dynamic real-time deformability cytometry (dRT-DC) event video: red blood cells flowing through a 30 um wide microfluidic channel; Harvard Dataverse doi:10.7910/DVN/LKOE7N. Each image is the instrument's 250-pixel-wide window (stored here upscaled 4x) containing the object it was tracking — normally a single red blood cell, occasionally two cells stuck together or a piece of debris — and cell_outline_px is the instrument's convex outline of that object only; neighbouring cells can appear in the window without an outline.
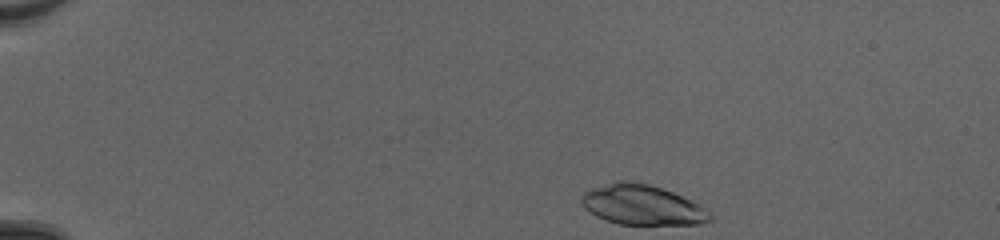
{"species": "common noctule bat (a hibernating species)", "species_latin": "Nyctalus noctula", "temperature_condition": "cold", "stored_images_in_passage": 41, "camera_frame_rate_fps": 3000, "um_per_image_px": 0.085, "animal": {"sex": "female", "body_mass_g": 20.0, "forearm_length_mm": 54.0}, "frame": {"image": 1, "passage_image": 1, "time_ms": 0.0, "image_size_px": [1000, 240], "cell_outline_px": [[712, 220], [700, 224], [620, 224], [596, 216], [584, 208], [580, 200], [580, 196], [584, 192], [592, 188], [616, 180], [628, 180], [648, 184], [672, 192], [704, 208], [712, 216]], "centroid_in_image_um": [54.53, 17.41], "position_along_channel_um": 30.5, "area_um2": 29.65}}
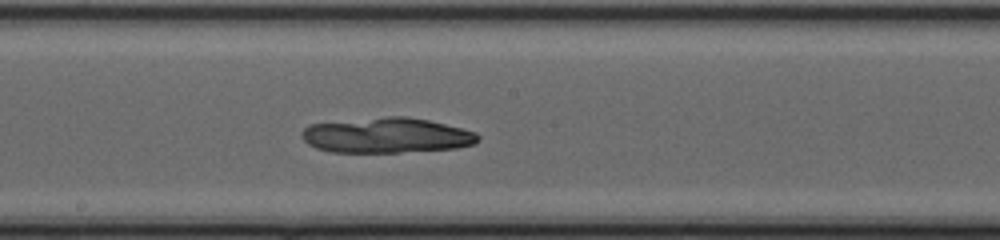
{"frame": {"image": 2, "passage_image": 21, "time_ms": 6.667, "image_size_px": [1000, 240], "cell_outline_px": [[480, 140], [476, 144], [456, 148], [400, 152], [332, 152], [316, 148], [308, 144], [304, 140], [300, 132], [308, 124], [384, 116], [408, 116], [428, 120], [476, 132], [480, 136]], "centroid_in_image_um": [32.86, 11.5], "position_along_channel_um": 215.3, "area_um2": 36.36}}
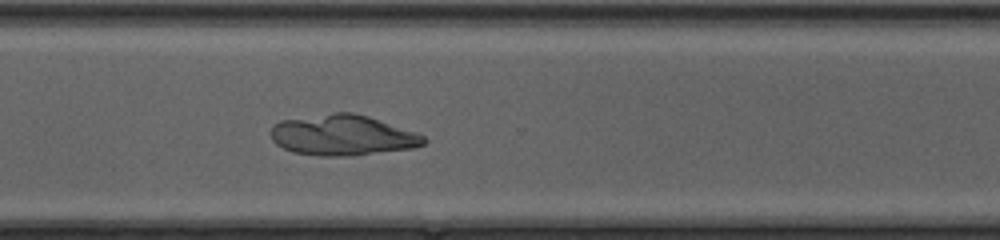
{"frame": {"image": 3, "passage_image": 30, "time_ms": 9.667, "image_size_px": [1000, 240], "cell_outline_px": [[428, 140], [424, 144], [412, 148], [348, 156], [320, 156], [292, 152], [276, 144], [272, 140], [272, 124], [280, 120], [332, 112], [352, 112], [368, 116], [416, 132], [424, 136]], "centroid_in_image_um": [29.1, 11.48], "position_along_channel_um": 341.5, "area_um2": 36.24}}